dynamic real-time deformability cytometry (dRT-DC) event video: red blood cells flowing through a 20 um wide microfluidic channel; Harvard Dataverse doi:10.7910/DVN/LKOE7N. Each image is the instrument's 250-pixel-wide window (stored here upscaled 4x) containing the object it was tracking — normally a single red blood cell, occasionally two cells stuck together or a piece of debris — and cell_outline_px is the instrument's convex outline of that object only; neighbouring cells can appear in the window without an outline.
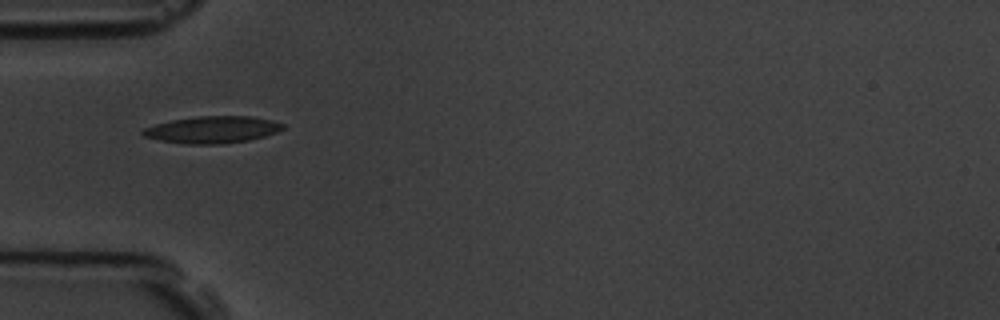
{"species": "common noctule bat (a hibernating species)", "species_latin": "Nyctalus noctula", "temperature_condition": "room temperature", "stored_images_in_passage": 2, "camera_frame_rate_fps": 3000, "um_per_image_px": 0.085, "animal": {"sex": "male", "body_mass_g": 19.5, "forearm_length_mm": 54.6}, "frame": {"image": 1, "passage_image": 1, "time_ms": 0.0, "image_size_px": [1000, 320], "cell_outline_px": [[284, 128], [276, 132], [264, 136], [248, 140], [224, 144], [184, 144], [160, 140], [144, 136], [140, 132], [144, 128], [156, 124], [172, 120], [196, 116], [252, 116], [272, 120], [284, 124]], "centroid_in_image_um": [18.05, 11.02], "position_along_channel_um": 66.9, "area_um2": 21.96}}
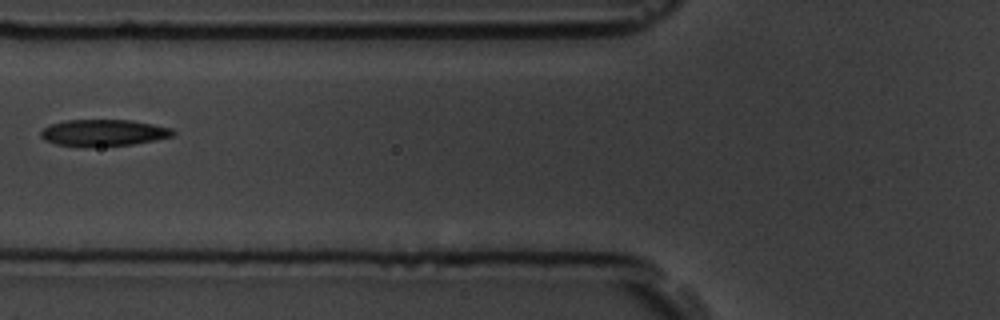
{"frame": {"image": 2, "passage_image": 2, "time_ms": 1.333, "image_size_px": [1000, 320], "cell_outline_px": [[176, 132], [172, 136], [156, 140], [132, 144], [88, 148], [56, 144], [44, 140], [40, 136], [40, 132], [48, 124], [64, 120], [132, 120], [172, 128]], "centroid_in_image_um": [8.76, 11.29], "position_along_channel_um": 117.0, "area_um2": 20.87}}